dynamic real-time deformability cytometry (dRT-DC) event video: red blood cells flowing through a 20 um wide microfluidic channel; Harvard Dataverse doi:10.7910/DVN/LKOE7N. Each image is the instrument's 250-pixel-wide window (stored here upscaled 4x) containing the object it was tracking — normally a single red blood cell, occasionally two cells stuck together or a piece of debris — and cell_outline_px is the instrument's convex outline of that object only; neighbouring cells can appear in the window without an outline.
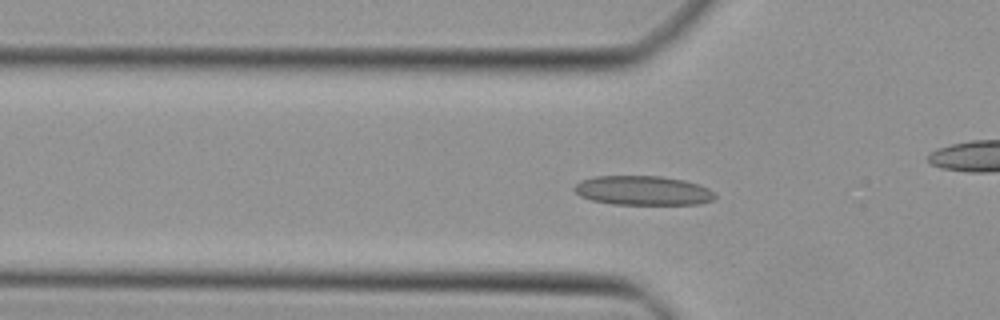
{"species": "Egyptian fruit bat (a non-hibernating species)", "species_latin": "Rousettus aegyptiacus", "temperature_condition": "cold", "stored_images_in_passage": 30, "camera_frame_rate_fps": 3000, "um_per_image_px": 0.085, "animal": {"sex": "female"}, "frame": {"image": 1, "passage_image": 4, "time_ms": 1.0, "image_size_px": [1000, 320], "cell_outline_px": [[716, 196], [712, 200], [700, 204], [612, 204], [592, 200], [580, 196], [572, 188], [580, 180], [596, 176], [660, 176], [684, 180], [700, 184], [708, 188]], "centroid_in_image_um": [54.63, 16.19], "position_along_channel_um": 71.2, "area_um2": 24.04}}
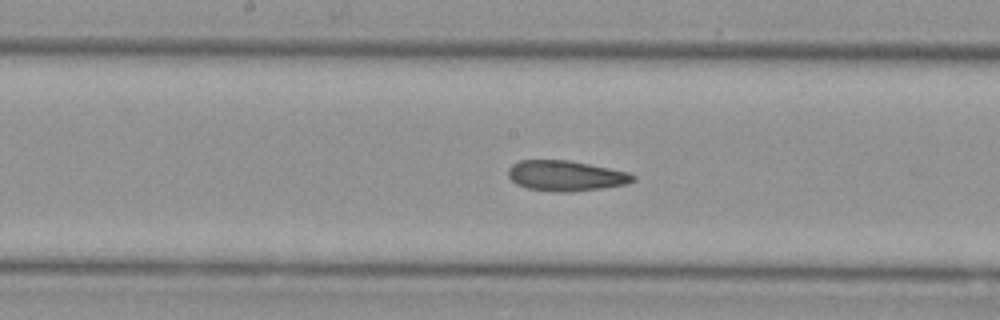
{"frame": {"image": 2, "passage_image": 13, "time_ms": 4.0, "image_size_px": [1000, 320], "cell_outline_px": [[636, 180], [628, 184], [572, 192], [556, 192], [528, 188], [516, 184], [508, 176], [508, 168], [512, 164], [520, 160], [568, 160], [632, 172], [636, 176]], "centroid_in_image_um": [48.13, 14.94], "position_along_channel_um": 200.1, "area_um2": 22.31}}
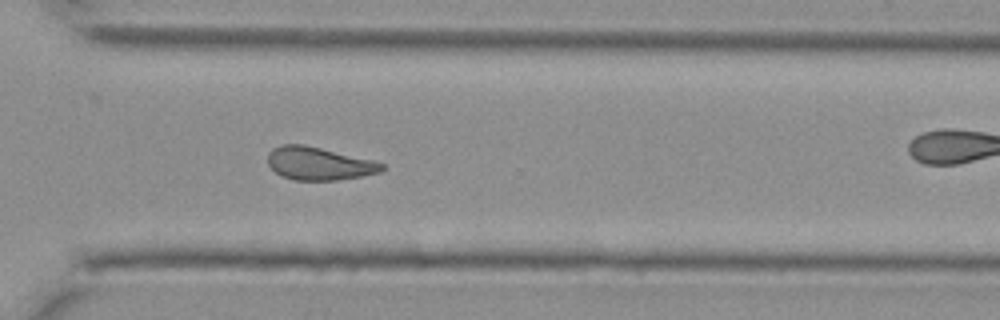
{"frame": {"image": 3, "passage_image": 23, "time_ms": 7.333, "image_size_px": [1000, 320], "cell_outline_px": [[384, 168], [380, 172], [360, 176], [336, 180], [292, 180], [280, 176], [268, 164], [268, 152], [272, 148], [280, 144], [304, 144], [372, 160], [384, 164]], "centroid_in_image_um": [27.05, 13.9], "position_along_channel_um": 343.5, "area_um2": 21.85}}